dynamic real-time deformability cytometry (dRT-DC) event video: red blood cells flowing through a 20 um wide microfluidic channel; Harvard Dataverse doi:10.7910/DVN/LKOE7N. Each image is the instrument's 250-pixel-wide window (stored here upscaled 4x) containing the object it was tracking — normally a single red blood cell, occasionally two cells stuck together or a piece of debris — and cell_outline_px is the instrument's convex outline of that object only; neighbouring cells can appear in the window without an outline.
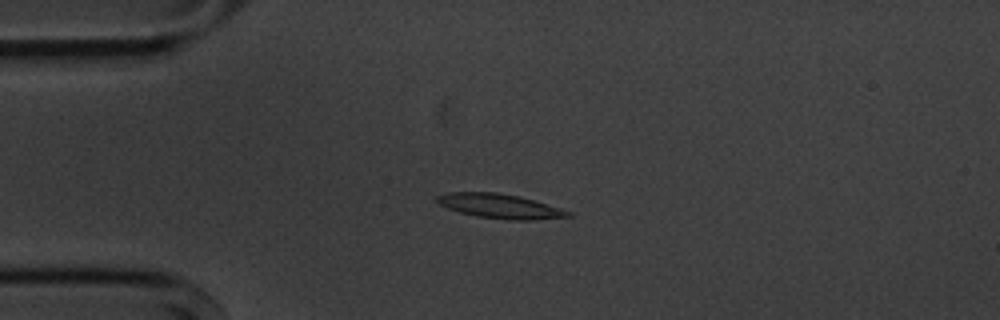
{"species": "common noctule bat (a hibernating species)", "species_latin": "Nyctalus noctula", "temperature_condition": "cold", "stored_images_in_passage": 9, "camera_frame_rate_fps": 3000, "um_per_image_px": 0.085, "animal": {"sex": "male", "body_mass_g": 20.1, "forearm_length_mm": 53.5}, "frame": {"image": 1, "passage_image": 4, "time_ms": 4.333, "image_size_px": [1000, 320], "cell_outline_px": [[572, 216], [536, 220], [508, 220], [476, 216], [460, 212], [448, 208], [440, 204], [436, 200], [436, 196], [448, 192], [496, 192], [520, 196], [560, 208], [572, 212]], "centroid_in_image_um": [42.51, 17.52], "position_along_channel_um": 42.5, "area_um2": 18.67}}
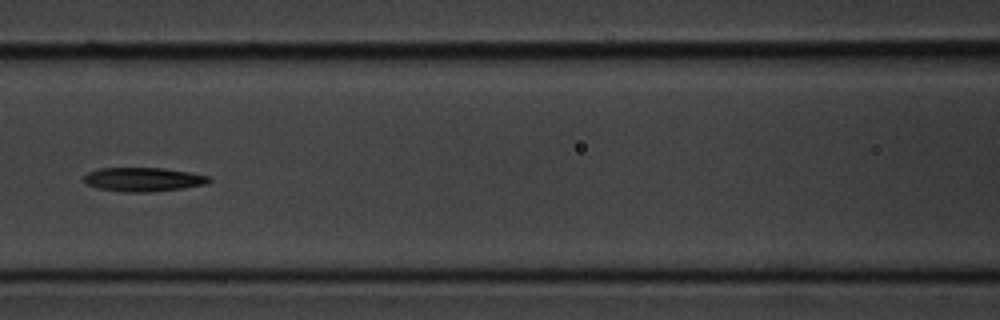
{"frame": {"image": 2, "passage_image": 7, "time_ms": 8.0, "image_size_px": [1000, 320], "cell_outline_px": [[212, 180], [204, 184], [184, 188], [148, 192], [128, 192], [96, 188], [84, 184], [84, 176], [88, 172], [100, 168], [164, 168], [212, 176]], "centroid_in_image_um": [12.17, 15.25], "position_along_channel_um": 154.4, "area_um2": 17.51}}
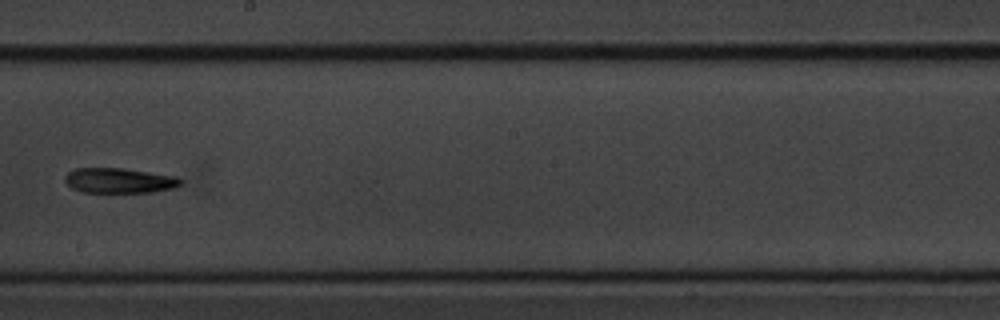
{"frame": {"image": 3, "passage_image": 9, "time_ms": 10.333, "image_size_px": [1000, 320], "cell_outline_px": [[184, 184], [172, 188], [152, 192], [80, 192], [72, 188], [64, 180], [64, 176], [68, 172], [76, 168], [124, 168], [176, 176], [184, 180]], "centroid_in_image_um": [10.16, 15.34], "position_along_channel_um": 238.0, "area_um2": 17.05}}